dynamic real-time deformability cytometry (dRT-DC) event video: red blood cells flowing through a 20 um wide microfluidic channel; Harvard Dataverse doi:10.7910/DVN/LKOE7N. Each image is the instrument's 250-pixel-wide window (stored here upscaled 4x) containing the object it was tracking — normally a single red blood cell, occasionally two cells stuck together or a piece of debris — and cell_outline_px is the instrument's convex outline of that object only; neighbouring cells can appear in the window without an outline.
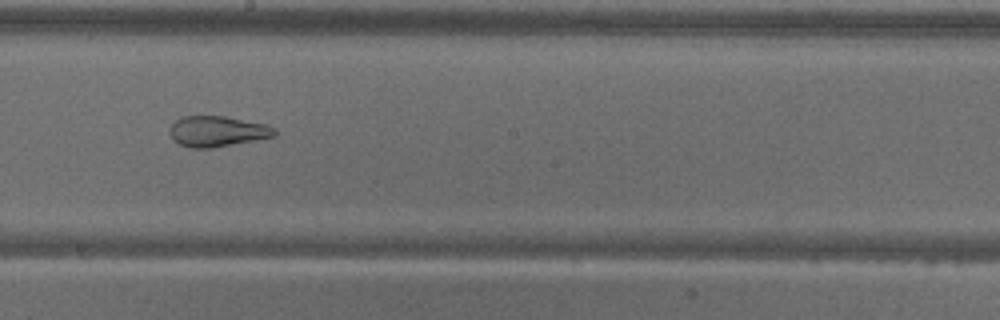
{"species": "common noctule bat (a hibernating species)", "species_latin": "Nyctalus noctula", "temperature_condition": "warm", "stored_images_in_passage": 57, "camera_frame_rate_fps": 3000, "um_per_image_px": 0.085, "animal": {"sex": "male", "body_mass_g": 18.8}, "frame": {"image": 1, "passage_image": 32, "time_ms": 10.333, "image_size_px": [1000, 320], "cell_outline_px": [[276, 136], [212, 148], [192, 148], [180, 144], [172, 140], [168, 132], [168, 128], [180, 116], [224, 116], [268, 124], [276, 132]], "centroid_in_image_um": [18.43, 11.16], "position_along_channel_um": 229.8, "area_um2": 18.84}}
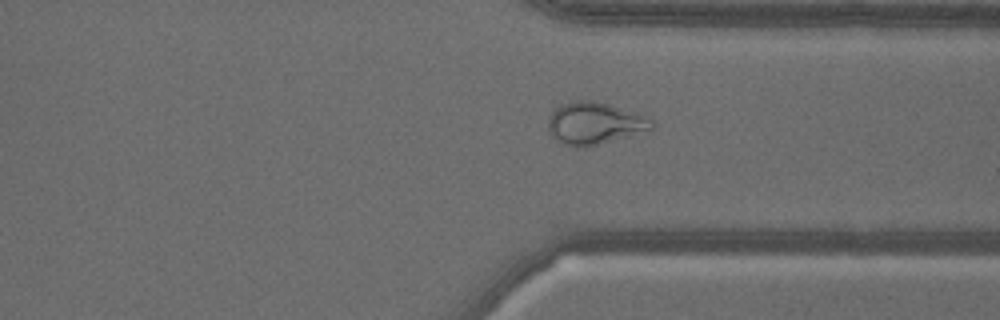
{"frame": {"image": 2, "passage_image": 43, "time_ms": 14.0, "image_size_px": [1000, 320], "cell_outline_px": [[656, 128], [652, 132], [584, 148], [576, 148], [564, 144], [556, 140], [548, 132], [548, 116], [560, 104], [572, 100], [592, 100], [640, 112], [652, 116], [656, 120]], "centroid_in_image_um": [50.68, 10.49], "position_along_channel_um": 360.7, "area_um2": 26.93}}
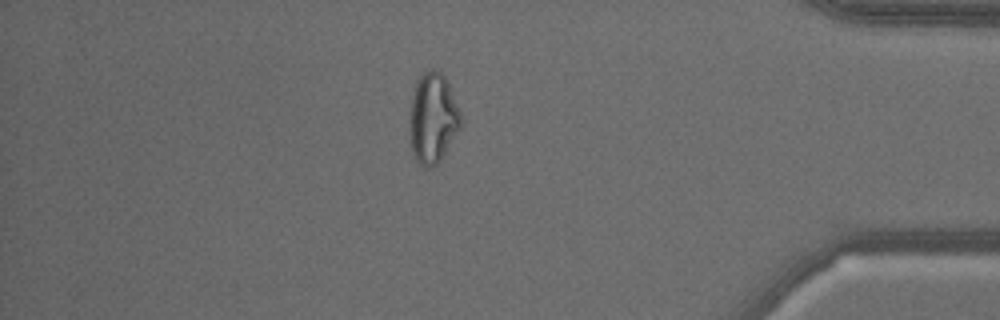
{"frame": {"image": 3, "passage_image": 49, "time_ms": 16.0, "image_size_px": [1000, 320], "cell_outline_px": [[460, 128], [440, 160], [432, 168], [424, 168], [416, 160], [412, 152], [408, 124], [412, 96], [416, 80], [424, 72], [432, 68], [436, 68], [448, 80], [460, 112]], "centroid_in_image_um": [36.76, 10.03], "position_along_channel_um": 398.4, "area_um2": 27.11}, "authors_computed_cell_mechanics": {"area_um2": 27.3972, "velocity_mm_per_s": 3.5712, "shape_relaxation_time_tau1_ms": null, "shape_relaxation_time_tau2_ms": 1.362, "deformation_change_tau1": null, "deformation_change_tau2": 0.0884}}